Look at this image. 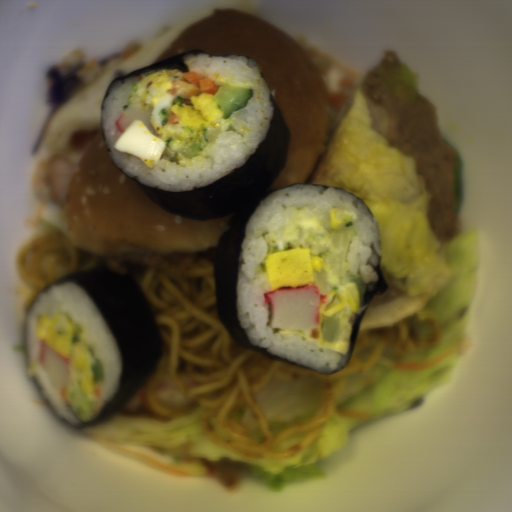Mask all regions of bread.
<instances>
[{
	"label": "bread",
	"mask_w": 512,
	"mask_h": 512,
	"mask_svg": "<svg viewBox=\"0 0 512 512\" xmlns=\"http://www.w3.org/2000/svg\"><path fill=\"white\" fill-rule=\"evenodd\" d=\"M383 276L389 287L382 296L373 297L359 331L387 329L425 310L424 298L405 292L400 283L389 276Z\"/></svg>",
	"instance_id": "4"
},
{
	"label": "bread",
	"mask_w": 512,
	"mask_h": 512,
	"mask_svg": "<svg viewBox=\"0 0 512 512\" xmlns=\"http://www.w3.org/2000/svg\"><path fill=\"white\" fill-rule=\"evenodd\" d=\"M64 213L72 245L84 252L184 253L218 246L232 216L198 221L153 203L117 167L102 129L68 182Z\"/></svg>",
	"instance_id": "2"
},
{
	"label": "bread",
	"mask_w": 512,
	"mask_h": 512,
	"mask_svg": "<svg viewBox=\"0 0 512 512\" xmlns=\"http://www.w3.org/2000/svg\"><path fill=\"white\" fill-rule=\"evenodd\" d=\"M221 8L242 10L254 16L253 5L227 1L210 5L125 53L56 109L46 127L45 149L77 166L84 153L72 149L68 138L73 132L83 129H102V103L112 80L136 68L155 63L183 32Z\"/></svg>",
	"instance_id": "3"
},
{
	"label": "bread",
	"mask_w": 512,
	"mask_h": 512,
	"mask_svg": "<svg viewBox=\"0 0 512 512\" xmlns=\"http://www.w3.org/2000/svg\"><path fill=\"white\" fill-rule=\"evenodd\" d=\"M190 50L253 59L290 135L285 166L269 188L309 184L327 140L330 97L319 68L301 46L268 22L223 7L188 27L155 62Z\"/></svg>",
	"instance_id": "1"
}]
</instances>
